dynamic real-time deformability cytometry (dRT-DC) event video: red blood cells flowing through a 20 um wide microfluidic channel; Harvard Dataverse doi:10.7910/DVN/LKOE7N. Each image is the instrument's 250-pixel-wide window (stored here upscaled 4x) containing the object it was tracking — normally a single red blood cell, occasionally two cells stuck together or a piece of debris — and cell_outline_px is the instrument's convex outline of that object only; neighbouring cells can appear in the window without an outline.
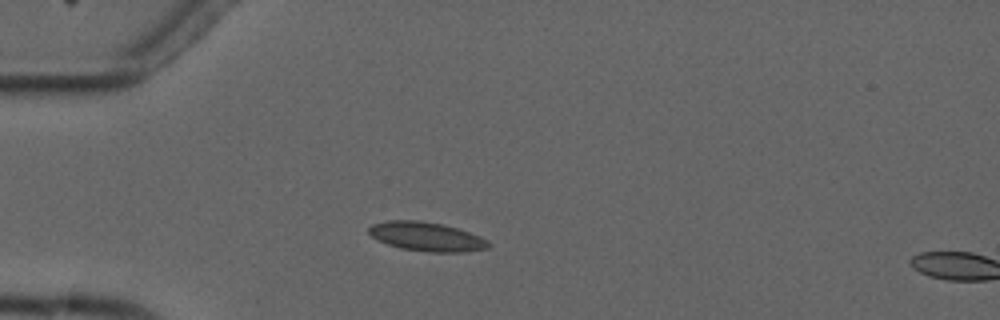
{"species": "common noctule bat (a hibernating species)", "species_latin": "Nyctalus noctula", "temperature_condition": "cold", "stored_images_in_passage": 3, "camera_frame_rate_fps": 3000, "um_per_image_px": 0.085, "animal": {"sex": "male", "forearm_length_mm": 52.5}, "frame": {"image": 1, "passage_image": 2, "time_ms": 2.0, "image_size_px": [1000, 320], "cell_outline_px": [[492, 244], [488, 248], [464, 252], [428, 252], [400, 248], [376, 240], [368, 232], [368, 228], [372, 224], [388, 220], [420, 220], [444, 224], [480, 236], [488, 240]], "centroid_in_image_um": [36.25, 20.11], "position_along_channel_um": 48.7, "area_um2": 20.4}}